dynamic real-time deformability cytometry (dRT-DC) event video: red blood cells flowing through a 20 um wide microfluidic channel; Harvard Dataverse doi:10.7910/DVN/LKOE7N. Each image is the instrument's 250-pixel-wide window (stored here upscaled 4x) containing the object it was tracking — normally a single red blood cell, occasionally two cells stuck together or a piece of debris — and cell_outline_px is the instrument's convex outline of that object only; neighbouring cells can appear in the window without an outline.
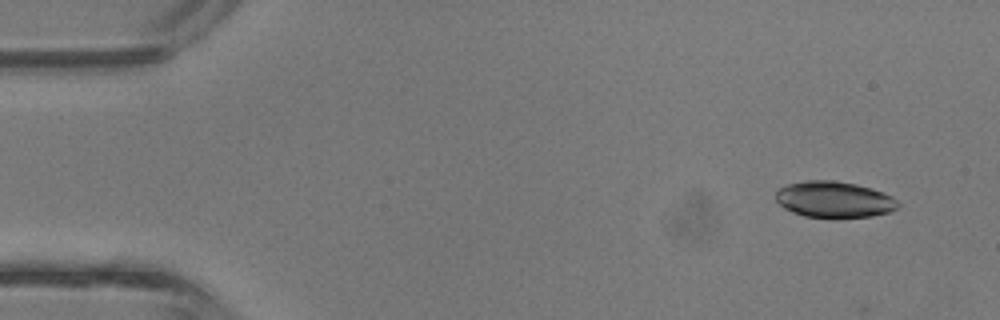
{"species": "common noctule bat (a hibernating species)", "species_latin": "Nyctalus noctula", "temperature_condition": "room temperature", "stored_images_in_passage": 4, "camera_frame_rate_fps": 3000, "um_per_image_px": 0.085, "animal": {"sex": "male", "body_mass_g": 13.3}, "frame": {"image": 1, "passage_image": 1, "time_ms": 0.0, "image_size_px": [1000, 320], "cell_outline_px": [[900, 204], [896, 208], [888, 212], [872, 216], [840, 220], [836, 220], [804, 216], [792, 212], [784, 208], [776, 200], [776, 192], [780, 188], [788, 184], [804, 180], [836, 180], [856, 184], [872, 188], [892, 196]], "centroid_in_image_um": [70.9, 16.99], "position_along_channel_um": 14.1, "area_um2": 26.47}}